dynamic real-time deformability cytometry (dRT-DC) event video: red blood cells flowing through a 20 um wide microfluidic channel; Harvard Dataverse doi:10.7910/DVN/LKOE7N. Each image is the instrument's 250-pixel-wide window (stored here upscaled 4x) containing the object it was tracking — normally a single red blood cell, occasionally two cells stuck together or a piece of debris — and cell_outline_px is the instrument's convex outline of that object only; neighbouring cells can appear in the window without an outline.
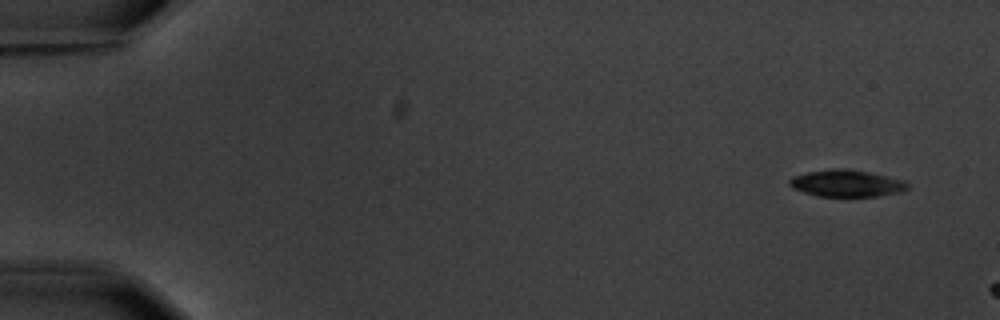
{"species": "common noctule bat (a hibernating species)", "species_latin": "Nyctalus noctula", "temperature_condition": "warm", "stored_images_in_passage": 4, "camera_frame_rate_fps": 3000, "um_per_image_px": 0.085, "animal": {"sex": "male", "body_mass_g": 20.1, "forearm_length_mm": 53.5}, "frame": {"image": 1, "passage_image": 1, "time_ms": 0.0, "image_size_px": [1000, 320], "cell_outline_px": [[908, 188], [896, 192], [880, 196], [848, 200], [816, 196], [792, 188], [788, 184], [788, 180], [792, 176], [808, 172], [832, 168], [848, 168], [888, 176], [904, 180], [908, 184]], "centroid_in_image_um": [71.92, 15.63], "position_along_channel_um": 13.1, "area_um2": 19.42}}